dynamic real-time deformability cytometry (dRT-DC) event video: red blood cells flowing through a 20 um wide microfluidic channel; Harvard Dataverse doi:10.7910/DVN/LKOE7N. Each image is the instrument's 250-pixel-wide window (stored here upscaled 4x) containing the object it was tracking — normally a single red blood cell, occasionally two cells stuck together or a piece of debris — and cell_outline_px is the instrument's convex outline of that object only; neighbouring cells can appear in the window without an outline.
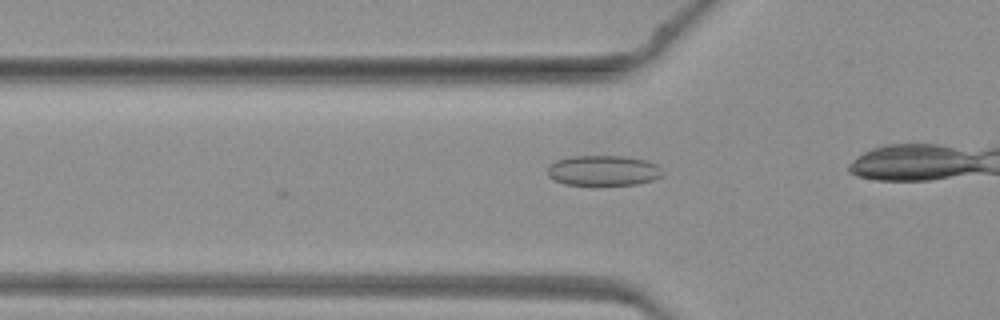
{"species": "common noctule bat (a hibernating species)", "species_latin": "Nyctalus noctula", "temperature_condition": "warm", "stored_images_in_passage": 8, "camera_frame_rate_fps": 3000, "um_per_image_px": 0.085, "animal": {"sex": "female", "body_mass_g": 19.3, "forearm_length_mm": 54.1}, "frame": {"image": 1, "passage_image": 4, "time_ms": 1.0, "image_size_px": [1000, 320], "cell_outline_px": [[664, 176], [652, 180], [636, 184], [600, 188], [564, 184], [548, 176], [548, 164], [556, 160], [572, 156], [628, 156], [648, 160], [656, 164], [660, 168]], "centroid_in_image_um": [51.28, 14.54], "position_along_channel_um": 74.5, "area_um2": 21.33}}
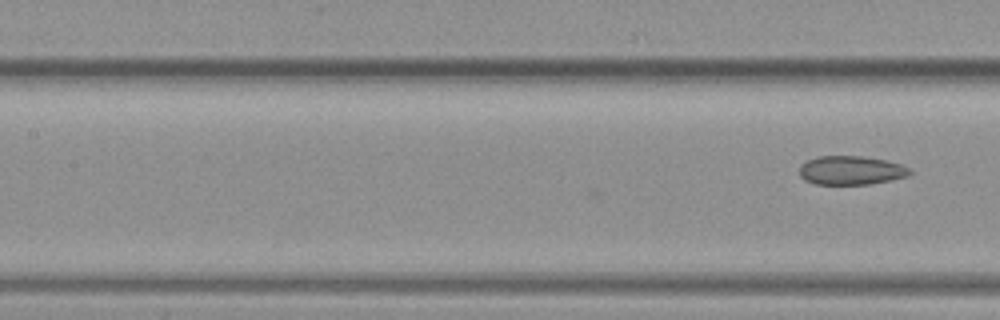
{"frame": {"image": 2, "passage_image": 8, "time_ms": 2.333, "image_size_px": [1000, 320], "cell_outline_px": [[912, 172], [908, 176], [892, 180], [872, 184], [816, 184], [804, 180], [800, 176], [800, 164], [816, 156], [860, 156], [884, 160], [900, 164], [908, 168]], "centroid_in_image_um": [72.32, 14.48], "position_along_channel_um": 135.1, "area_um2": 18.55}}